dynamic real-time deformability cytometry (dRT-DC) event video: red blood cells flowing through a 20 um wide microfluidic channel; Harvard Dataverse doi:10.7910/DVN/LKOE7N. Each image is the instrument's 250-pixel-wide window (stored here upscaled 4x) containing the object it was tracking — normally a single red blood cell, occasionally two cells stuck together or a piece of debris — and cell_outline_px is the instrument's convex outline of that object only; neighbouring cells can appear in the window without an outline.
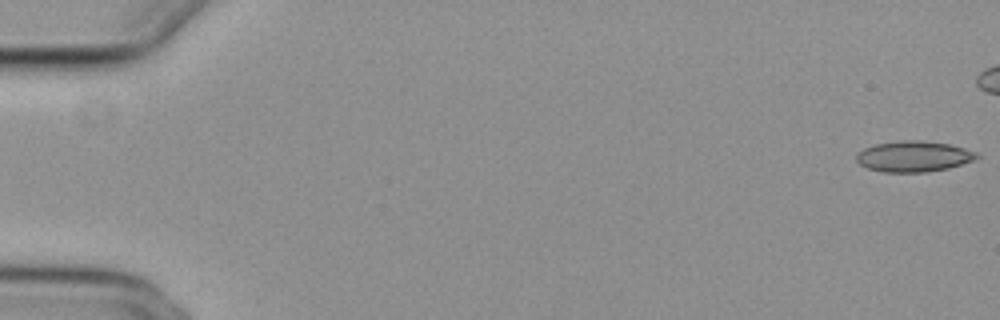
{"species": "common noctule bat (a hibernating species)", "species_latin": "Nyctalus noctula", "temperature_condition": "cold", "stored_images_in_passage": 49, "camera_frame_rate_fps": 3000, "um_per_image_px": 0.085, "animal": {"sex": "female", "body_mass_g": 29.2, "forearm_length_mm": 56.3}, "frame": {"image": 1, "passage_image": 1, "time_ms": 0.0, "image_size_px": [1000, 320], "cell_outline_px": [[980, 156], [976, 160], [948, 168], [928, 172], [884, 172], [868, 168], [860, 164], [856, 160], [856, 156], [864, 148], [876, 144], [900, 140], [920, 140], [948, 144], [964, 148], [976, 152]], "centroid_in_image_um": [77.69, 13.29], "position_along_channel_um": 7.3, "area_um2": 21.56}}
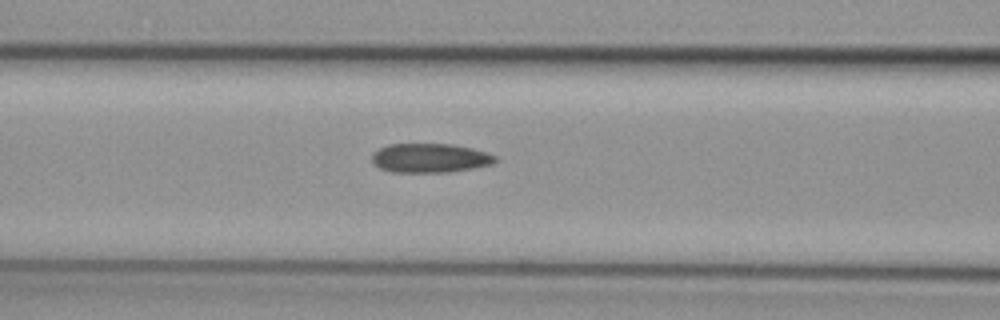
{"frame": {"image": 2, "passage_image": 24, "time_ms": 7.667, "image_size_px": [1000, 320], "cell_outline_px": [[500, 160], [492, 164], [472, 168], [448, 172], [392, 172], [380, 168], [372, 160], [372, 152], [388, 144], [452, 144], [472, 148], [496, 156]], "centroid_in_image_um": [36.56, 13.43], "position_along_channel_um": 130.0, "area_um2": 20.92}}
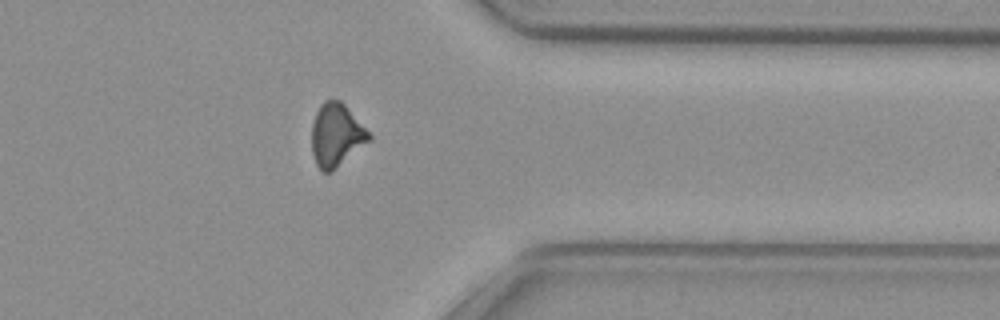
{"frame": {"image": 3, "passage_image": 45, "time_ms": 14.667, "image_size_px": [1000, 320], "cell_outline_px": [[372, 140], [332, 172], [320, 172], [316, 164], [312, 152], [312, 124], [316, 112], [320, 104], [324, 100], [340, 100], [344, 104], [372, 136]], "centroid_in_image_um": [28.58, 11.52], "position_along_channel_um": 382.8, "area_um2": 21.15}, "authors_computed_cell_mechanics": {"area_um2": 21.4438, "velocity_mm_per_s": 3.7355, "shape_relaxation_time_tau1_ms": null, "shape_relaxation_time_tau2_ms": 7.4828, "deformation_change_tau1": null, "deformation_change_tau2": 0.1621}}